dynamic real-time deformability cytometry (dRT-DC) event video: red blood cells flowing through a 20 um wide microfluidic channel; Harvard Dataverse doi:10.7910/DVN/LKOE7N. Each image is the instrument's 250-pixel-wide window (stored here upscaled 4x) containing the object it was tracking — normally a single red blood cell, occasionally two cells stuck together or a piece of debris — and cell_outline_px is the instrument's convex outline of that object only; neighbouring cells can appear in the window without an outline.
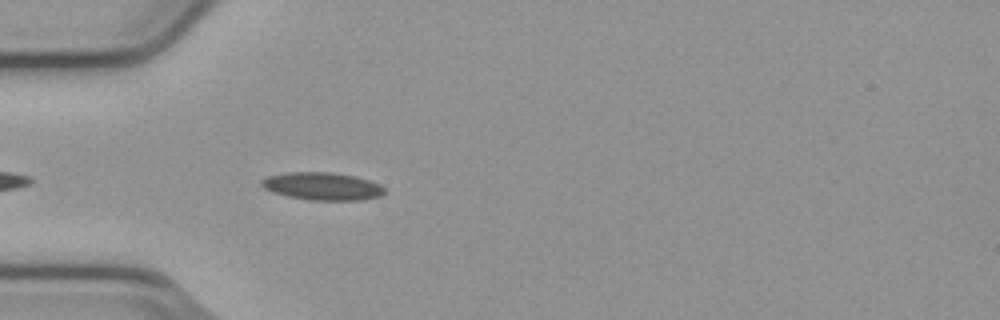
{"species": "common noctule bat (a hibernating species)", "species_latin": "Nyctalus noctula", "temperature_condition": "cold", "stored_images_in_passage": 15, "camera_frame_rate_fps": 3000, "um_per_image_px": 0.085, "animal": {"sex": "male", "body_mass_g": 23.1, "forearm_length_mm": 52.7}, "frame": {"image": 1, "passage_image": 5, "time_ms": 1.333, "image_size_px": [1000, 320], "cell_outline_px": [[384, 192], [380, 196], [360, 200], [308, 200], [288, 196], [272, 192], [264, 188], [260, 184], [260, 180], [268, 176], [284, 172], [332, 172], [352, 176], [368, 180], [380, 184], [384, 188]], "centroid_in_image_um": [27.35, 15.83], "position_along_channel_um": 57.6, "area_um2": 19.83}}
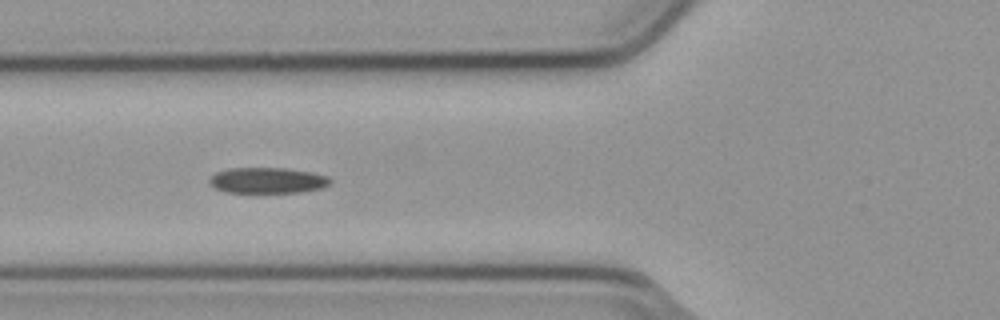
{"frame": {"image": 2, "passage_image": 9, "time_ms": 2.667, "image_size_px": [1000, 320], "cell_outline_px": [[332, 180], [328, 184], [320, 188], [300, 192], [224, 192], [208, 184], [208, 180], [216, 172], [232, 168], [284, 168], [308, 172], [328, 176]], "centroid_in_image_um": [22.69, 15.33], "position_along_channel_um": 103.1, "area_um2": 17.92}}